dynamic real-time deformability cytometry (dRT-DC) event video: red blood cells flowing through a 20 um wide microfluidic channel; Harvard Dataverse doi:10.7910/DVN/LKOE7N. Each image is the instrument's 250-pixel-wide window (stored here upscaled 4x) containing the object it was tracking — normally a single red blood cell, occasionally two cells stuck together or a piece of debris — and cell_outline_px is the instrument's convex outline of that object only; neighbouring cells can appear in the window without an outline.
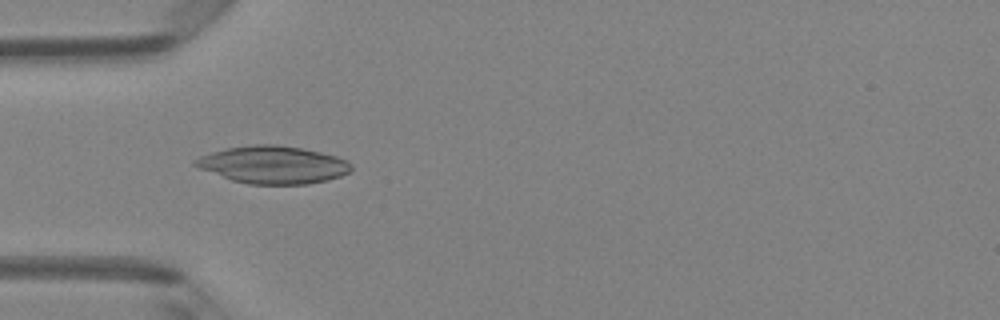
{"species": "Egyptian fruit bat (a non-hibernating species)", "species_latin": "Rousettus aegyptiacus", "temperature_condition": "room temperature", "stored_images_in_passage": 33, "camera_frame_rate_fps": 3000, "um_per_image_px": 0.085, "animal": {"sex": "female"}, "frame": {"image": 1, "passage_image": 5, "time_ms": 1.333, "image_size_px": [1000, 320], "cell_outline_px": [[352, 168], [348, 172], [340, 176], [308, 184], [248, 184], [232, 180], [200, 168], [192, 164], [192, 160], [200, 156], [212, 152], [228, 148], [256, 144], [276, 144], [300, 148], [320, 152], [336, 156], [352, 164]], "centroid_in_image_um": [23.19, 14.0], "position_along_channel_um": 61.8, "area_um2": 33.76}}
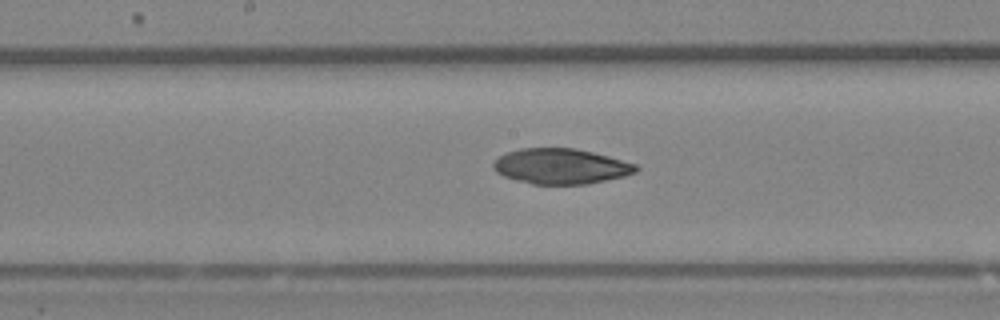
{"frame": {"image": 2, "passage_image": 15, "time_ms": 4.667, "image_size_px": [1000, 320], "cell_outline_px": [[640, 168], [636, 172], [624, 176], [588, 184], [532, 184], [516, 180], [504, 176], [496, 172], [492, 168], [492, 164], [500, 156], [508, 152], [520, 148], [576, 148], [608, 156], [636, 164]], "centroid_in_image_um": [47.67, 14.13], "position_along_channel_um": 200.5, "area_um2": 29.36}}
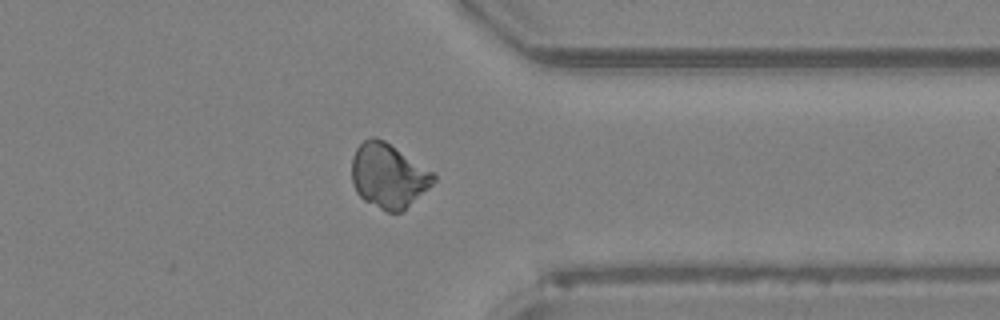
{"frame": {"image": 3, "passage_image": 28, "time_ms": 9.0, "image_size_px": [1000, 320], "cell_outline_px": [[436, 180], [428, 188], [400, 212], [388, 212], [364, 200], [356, 192], [352, 184], [352, 156], [356, 148], [364, 140], [372, 136], [376, 136], [384, 140], [432, 172], [436, 176]], "centroid_in_image_um": [32.97, 14.92], "position_along_channel_um": 378.4, "area_um2": 30.23}}